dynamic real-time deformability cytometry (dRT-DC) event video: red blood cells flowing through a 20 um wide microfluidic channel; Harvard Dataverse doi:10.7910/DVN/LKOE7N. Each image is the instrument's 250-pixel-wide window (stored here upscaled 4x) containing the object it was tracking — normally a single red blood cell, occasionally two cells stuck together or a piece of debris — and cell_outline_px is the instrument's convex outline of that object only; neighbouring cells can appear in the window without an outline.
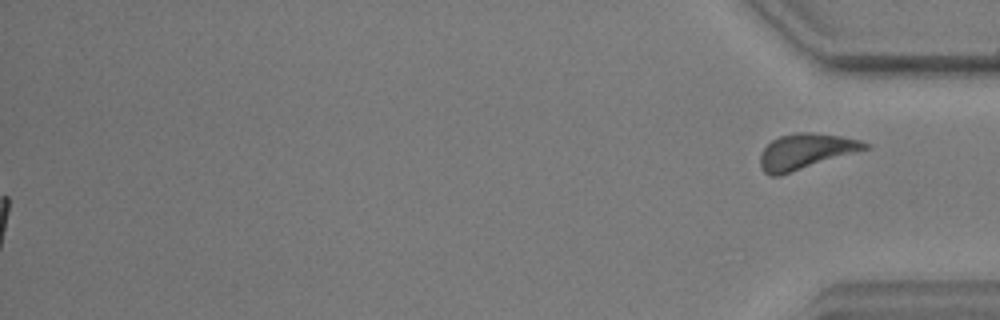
{"species": "common noctule bat (a hibernating species)", "species_latin": "Nyctalus noctula", "temperature_condition": "warm", "stored_images_in_passage": 35, "segment_of_instrument_passage": [2, 2], "camera_frame_rate_fps": 3000, "um_per_image_px": 0.085, "animal": {"sex": "male", "body_mass_g": 17.9, "forearm_length_mm": 54.2}, "frame": {"image": 1, "passage_image": 35, "time_ms": 11.333, "image_size_px": [1000, 320], "cell_outline_px": [[868, 148], [780, 176], [772, 176], [764, 172], [760, 168], [760, 156], [764, 148], [772, 140], [780, 136], [796, 132], [812, 132], [840, 136], [860, 140], [868, 144]], "centroid_in_image_um": [68.43, 12.87], "position_along_channel_um": 366.8, "area_um2": 21.44}}